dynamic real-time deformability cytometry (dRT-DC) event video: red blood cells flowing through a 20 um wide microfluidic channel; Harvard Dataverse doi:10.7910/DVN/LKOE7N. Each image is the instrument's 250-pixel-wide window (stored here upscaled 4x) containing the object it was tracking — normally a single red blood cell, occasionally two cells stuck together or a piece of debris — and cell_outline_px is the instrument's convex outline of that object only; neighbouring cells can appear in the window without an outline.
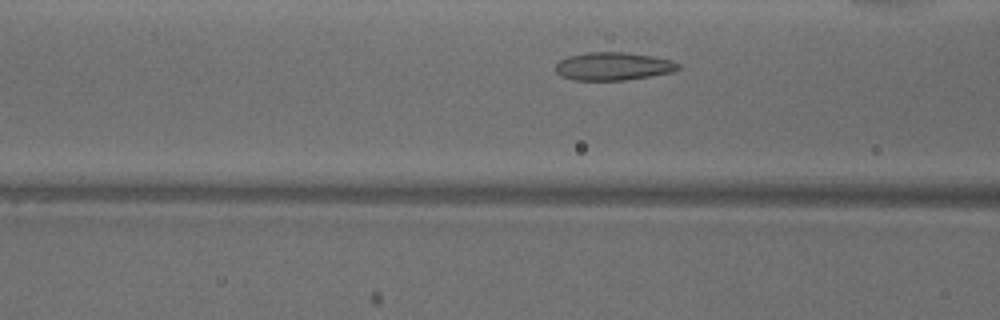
{"species": "common noctule bat (a hibernating species)", "species_latin": "Nyctalus noctula", "temperature_condition": "warm", "stored_images_in_passage": 30, "camera_frame_rate_fps": 3000, "um_per_image_px": 0.085, "animal": {"sex": "male", "body_mass_g": 18.8}, "frame": {"image": 1, "passage_image": 10, "time_ms": 3.0, "image_size_px": [1000, 320], "cell_outline_px": [[680, 68], [672, 72], [652, 76], [624, 80], [572, 80], [560, 76], [556, 72], [556, 64], [560, 60], [568, 56], [588, 52], [628, 52], [652, 56], [672, 60], [680, 64]], "centroid_in_image_um": [52.13, 5.63], "position_along_channel_um": 114.5, "area_um2": 20.17}}
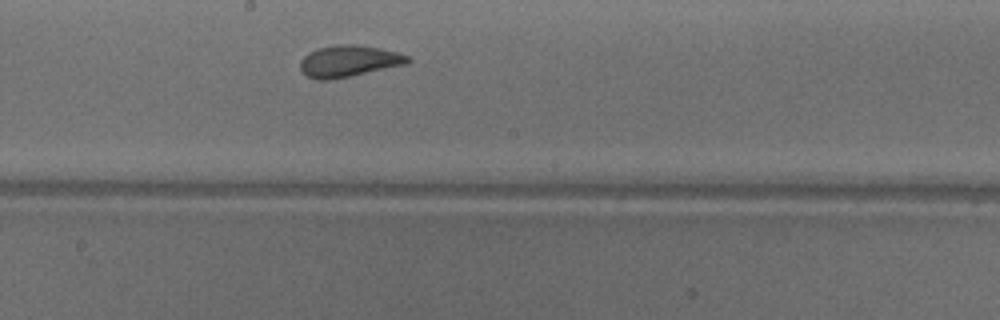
{"frame": {"image": 2, "passage_image": 18, "time_ms": 5.667, "image_size_px": [1000, 320], "cell_outline_px": [[412, 60], [408, 64], [328, 80], [320, 80], [308, 76], [300, 68], [300, 60], [308, 52], [316, 48], [336, 44], [356, 44], [380, 48], [396, 52], [408, 56]], "centroid_in_image_um": [29.65, 5.17], "position_along_channel_um": 218.6, "area_um2": 19.71}}
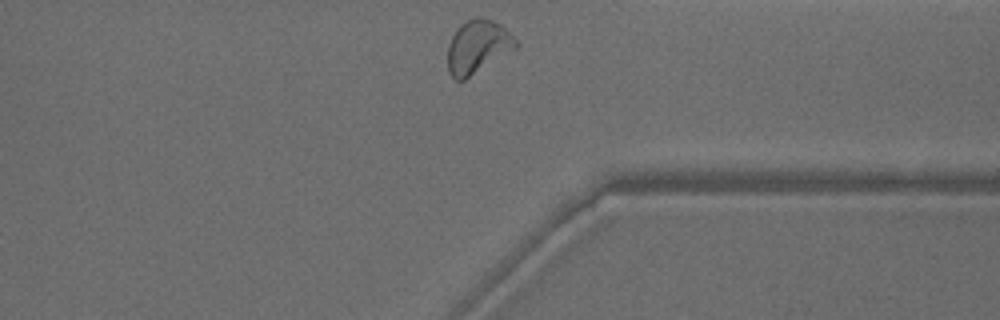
{"frame": {"image": 3, "passage_image": 30, "time_ms": 9.667, "image_size_px": [1000, 320], "cell_outline_px": [[520, 44], [516, 48], [464, 80], [456, 80], [448, 72], [448, 44], [456, 28], [460, 24], [476, 16], [480, 16], [492, 20], [500, 24]], "centroid_in_image_um": [40.58, 3.96], "position_along_channel_um": 370.8, "area_um2": 21.04}, "authors_computed_cell_mechanics": {"area_um2": 19.6809, "velocity_mm_per_s": 3.8994, "shape_relaxation_time_tau1_ms": 3.3559, "shape_relaxation_time_tau2_ms": 0.9806, "deformation_change_tau1": 0.1548, "deformation_change_tau2": 0.0841}}